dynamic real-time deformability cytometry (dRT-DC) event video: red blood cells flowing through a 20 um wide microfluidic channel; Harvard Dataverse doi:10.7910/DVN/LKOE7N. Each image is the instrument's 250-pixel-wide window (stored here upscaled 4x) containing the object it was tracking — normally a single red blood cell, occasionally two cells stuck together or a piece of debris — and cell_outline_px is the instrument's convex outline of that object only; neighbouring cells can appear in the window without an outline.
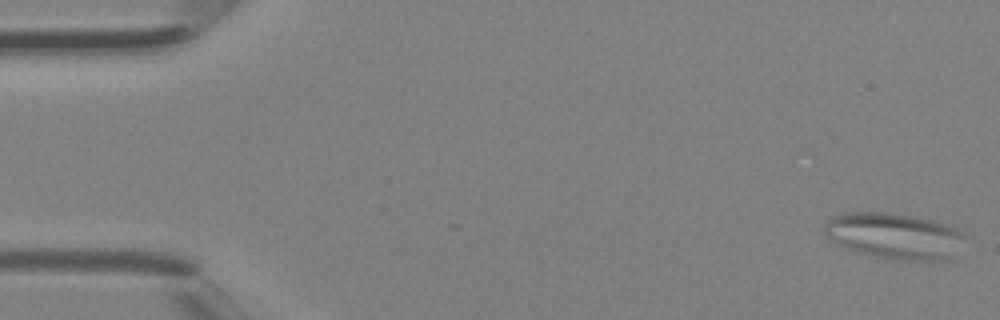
{"species": "Egyptian fruit bat (a non-hibernating species)", "species_latin": "Rousettus aegyptiacus", "temperature_condition": "room temperature", "stored_images_in_passage": 5, "camera_frame_rate_fps": 3000, "um_per_image_px": 0.085, "animal": {"sex": "female"}, "frame": {"image": 1, "passage_image": 1, "time_ms": 0.0, "image_size_px": [1000, 320], "cell_outline_px": [[964, 236], [952, 260], [892, 260], [856, 252], [844, 248], [828, 236], [824, 232], [828, 220], [832, 216], [844, 212], [888, 212], [932, 220], [956, 228]], "centroid_in_image_um": [76.0, 20.06], "position_along_channel_um": 9.0, "area_um2": 37.51}}